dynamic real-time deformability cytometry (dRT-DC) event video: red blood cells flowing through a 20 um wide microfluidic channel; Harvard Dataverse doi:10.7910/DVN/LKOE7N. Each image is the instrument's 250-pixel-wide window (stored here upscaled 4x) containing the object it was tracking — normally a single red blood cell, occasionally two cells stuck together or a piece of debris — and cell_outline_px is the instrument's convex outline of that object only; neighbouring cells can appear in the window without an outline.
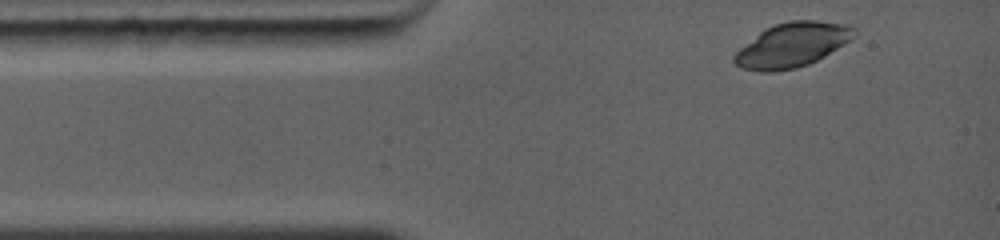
{"species": "common noctule bat (a hibernating species)", "species_latin": "Nyctalus noctula", "temperature_condition": "warm", "stored_images_in_passage": 4, "camera_frame_rate_fps": 5000, "um_per_image_px": 0.085, "animal": {"sex": "female", "body_mass_g": 19.0, "forearm_length_mm": 56.7}, "frame": {"image": 1, "passage_image": 1, "time_ms": 0.0, "image_size_px": [1000, 240], "cell_outline_px": [[856, 36], [844, 44], [824, 56], [808, 64], [796, 68], [772, 72], [764, 72], [740, 68], [732, 60], [732, 56], [740, 48], [764, 28], [772, 24], [788, 20], [816, 20], [848, 24], [856, 28]], "centroid_in_image_um": [67.33, 3.8], "position_along_channel_um": 17.7, "area_um2": 31.21}}